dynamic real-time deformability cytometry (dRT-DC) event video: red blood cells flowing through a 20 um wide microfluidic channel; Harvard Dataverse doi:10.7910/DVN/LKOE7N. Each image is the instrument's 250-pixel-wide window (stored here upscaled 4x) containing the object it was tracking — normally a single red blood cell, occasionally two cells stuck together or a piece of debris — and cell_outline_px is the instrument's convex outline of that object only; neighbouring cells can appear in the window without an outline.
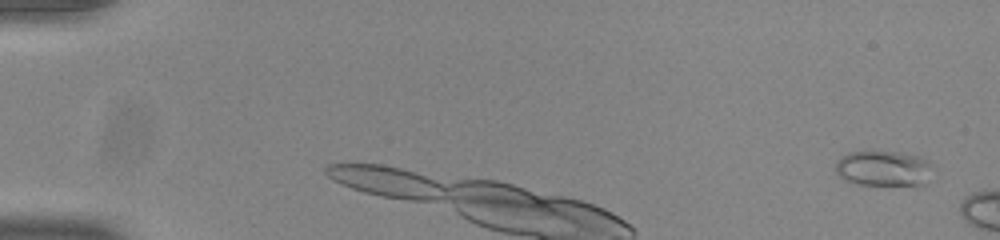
{"species": "common noctule bat (a hibernating species)", "species_latin": "Nyctalus noctula", "temperature_condition": "room temperature", "stored_images_in_passage": 7, "camera_frame_rate_fps": 3000, "um_per_image_px": 0.085, "animal": {"sex": "male", "body_mass_g": 20.0, "forearm_length_mm": 53.3}, "frame": {"image": 1, "passage_image": 3, "time_ms": 0.667, "image_size_px": [1000, 240], "cell_outline_px": [[928, 184], [916, 188], [860, 184], [844, 180], [836, 172], [836, 160], [840, 156], [848, 152], [900, 152], [916, 156], [928, 160]], "centroid_in_image_um": [75.1, 14.37], "position_along_channel_um": 9.9, "area_um2": 20.52}}